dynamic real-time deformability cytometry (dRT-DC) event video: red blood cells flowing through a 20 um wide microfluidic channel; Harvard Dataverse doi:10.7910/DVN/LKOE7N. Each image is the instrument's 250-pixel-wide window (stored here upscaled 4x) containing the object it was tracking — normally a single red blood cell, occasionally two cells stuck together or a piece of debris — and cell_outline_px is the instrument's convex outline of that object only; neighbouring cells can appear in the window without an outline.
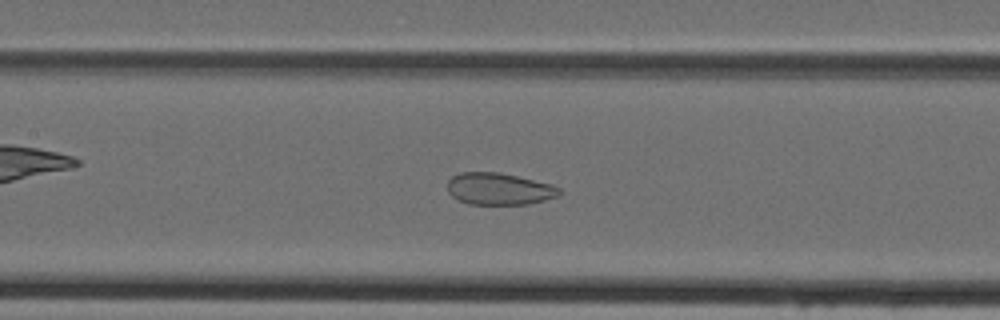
{"species": "Egyptian fruit bat (a non-hibernating species)", "species_latin": "Rousettus aegyptiacus", "temperature_condition": "cold", "stored_images_in_passage": 38, "camera_frame_rate_fps": 3000, "um_per_image_px": 0.085, "animal": {"sex": "female"}, "frame": {"image": 1, "passage_image": 13, "time_ms": 4.0, "image_size_px": [1000, 320], "cell_outline_px": [[564, 192], [560, 196], [528, 204], [468, 204], [456, 200], [448, 192], [448, 180], [452, 176], [460, 172], [500, 172], [552, 184], [560, 188]], "centroid_in_image_um": [42.44, 16.05], "position_along_channel_um": 165.0, "area_um2": 21.1}}
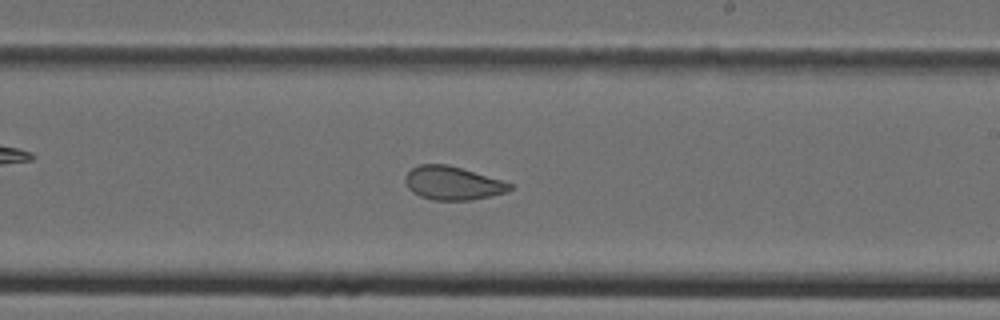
{"frame": {"image": 2, "passage_image": 19, "time_ms": 6.0, "image_size_px": [1000, 320], "cell_outline_px": [[512, 188], [508, 192], [472, 200], [432, 200], [420, 196], [412, 192], [408, 188], [404, 180], [404, 176], [412, 168], [420, 164], [448, 164], [500, 180], [512, 184]], "centroid_in_image_um": [38.44, 15.57], "position_along_channel_um": 250.6, "area_um2": 20.35}}
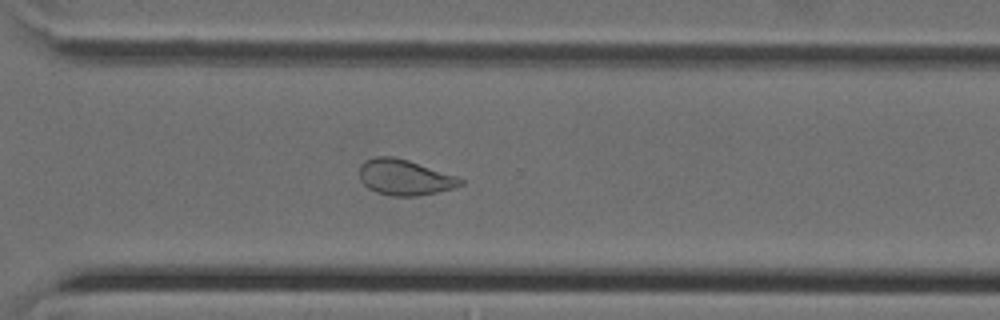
{"frame": {"image": 3, "passage_image": 25, "time_ms": 8.0, "image_size_px": [1000, 320], "cell_outline_px": [[464, 184], [452, 188], [420, 196], [392, 196], [376, 192], [368, 188], [360, 180], [360, 164], [364, 160], [376, 156], [392, 156], [408, 160], [456, 176], [464, 180]], "centroid_in_image_um": [34.37, 15.07], "position_along_channel_um": 336.2, "area_um2": 20.98}}